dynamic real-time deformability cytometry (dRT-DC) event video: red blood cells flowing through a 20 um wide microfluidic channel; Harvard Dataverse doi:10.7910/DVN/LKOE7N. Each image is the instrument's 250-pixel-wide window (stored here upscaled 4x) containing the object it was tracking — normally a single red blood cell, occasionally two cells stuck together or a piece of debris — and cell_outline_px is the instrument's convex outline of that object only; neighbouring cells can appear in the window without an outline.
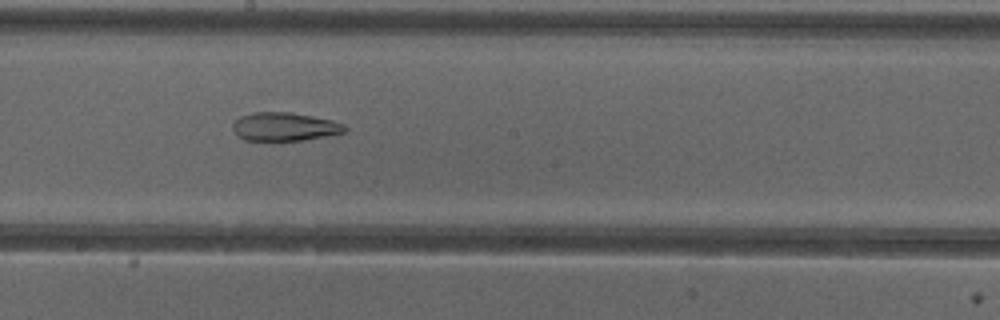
{"species": "common noctule bat (a hibernating species)", "species_latin": "Nyctalus noctula", "temperature_condition": "cold", "stored_images_in_passage": 51, "segment_of_instrument_passage": [2, 2], "camera_frame_rate_fps": 3000, "um_per_image_px": 0.085, "animal": {"sex": "female"}, "frame": {"image": 1, "passage_image": 28, "time_ms": 9.0, "image_size_px": [1000, 320], "cell_outline_px": [[348, 128], [344, 132], [304, 140], [244, 140], [236, 136], [232, 128], [232, 124], [240, 116], [256, 112], [288, 112], [312, 116], [332, 120], [344, 124]], "centroid_in_image_um": [24.16, 10.77], "position_along_channel_um": 224.0, "area_um2": 18.5}}
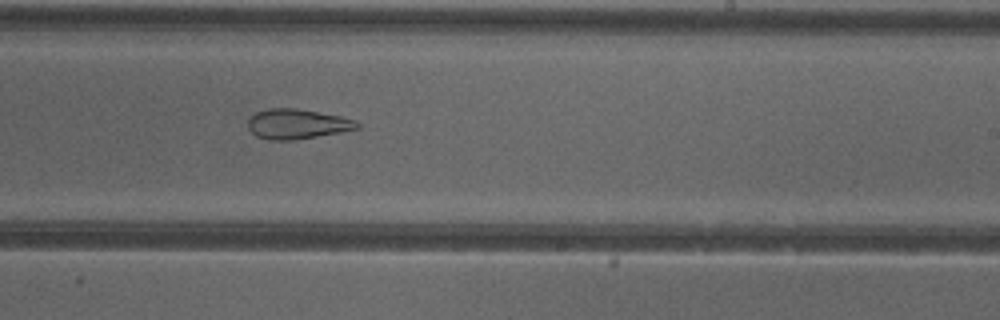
{"frame": {"image": 2, "passage_image": 31, "time_ms": 10.0, "image_size_px": [1000, 320], "cell_outline_px": [[360, 128], [340, 132], [296, 140], [268, 140], [256, 136], [248, 128], [248, 120], [256, 112], [268, 108], [296, 108], [340, 116], [356, 120], [360, 124]], "centroid_in_image_um": [25.26, 10.54], "position_along_channel_um": 263.7, "area_um2": 19.07}}
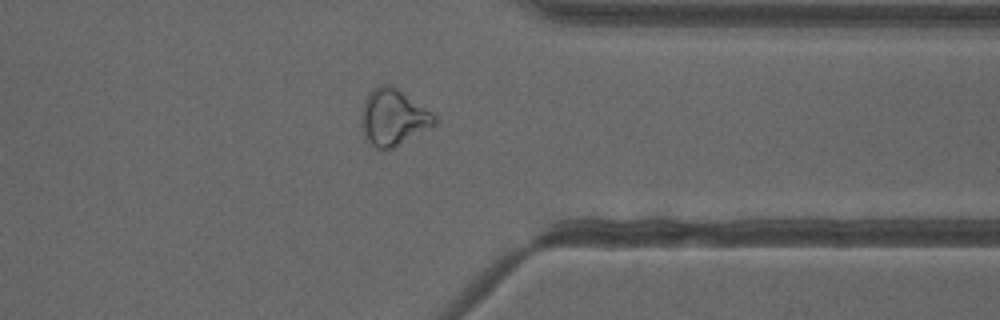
{"frame": {"image": 3, "passage_image": 40, "time_ms": 13.0, "image_size_px": [1000, 320], "cell_outline_px": [[436, 124], [392, 148], [384, 152], [380, 152], [364, 136], [360, 124], [360, 116], [364, 100], [368, 92], [372, 88], [380, 84], [392, 84], [432, 112], [436, 116]], "centroid_in_image_um": [33.38, 9.96], "position_along_channel_um": 378.0, "area_um2": 24.33}}